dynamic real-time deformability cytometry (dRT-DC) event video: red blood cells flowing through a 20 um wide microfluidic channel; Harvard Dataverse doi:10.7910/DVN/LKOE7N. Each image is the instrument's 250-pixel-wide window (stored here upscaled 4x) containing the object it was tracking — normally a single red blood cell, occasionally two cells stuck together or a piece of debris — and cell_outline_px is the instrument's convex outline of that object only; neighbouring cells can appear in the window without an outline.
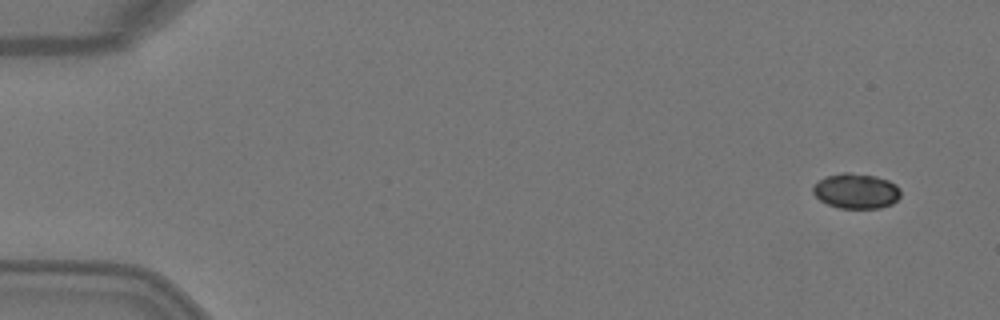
{"species": "Egyptian fruit bat (a non-hibernating species)", "species_latin": "Rousettus aegyptiacus", "temperature_condition": "warm", "stored_images_in_passage": 4, "camera_frame_rate_fps": 3000, "um_per_image_px": 0.085, "animal": {"sex": "female"}, "frame": {"image": 1, "passage_image": 1, "time_ms": 0.0, "image_size_px": [1000, 320], "cell_outline_px": [[900, 196], [892, 204], [880, 208], [840, 208], [828, 204], [820, 200], [812, 192], [812, 188], [824, 176], [844, 172], [848, 172], [876, 176], [888, 180], [896, 184], [900, 188]], "centroid_in_image_um": [72.78, 16.23], "position_along_channel_um": 12.2, "area_um2": 17.98}}
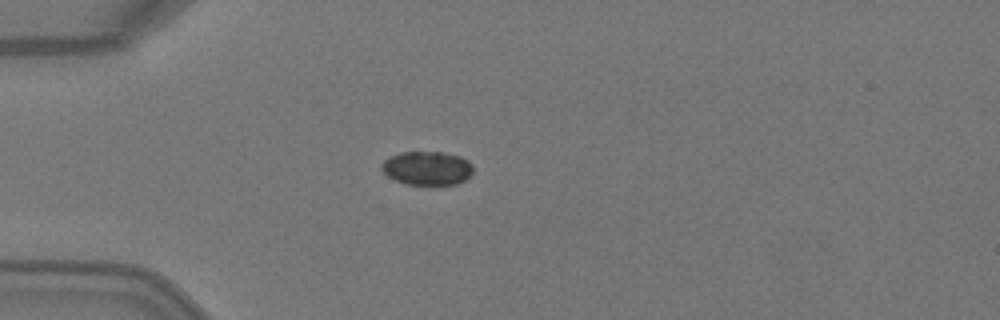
{"frame": {"image": 2, "passage_image": 4, "time_ms": 1.0, "image_size_px": [1000, 320], "cell_outline_px": [[472, 172], [464, 180], [456, 184], [404, 184], [388, 176], [380, 168], [384, 160], [400, 152], [444, 152], [460, 156], [468, 160], [472, 164]], "centroid_in_image_um": [36.31, 14.28], "position_along_channel_um": 48.7, "area_um2": 17.86}}